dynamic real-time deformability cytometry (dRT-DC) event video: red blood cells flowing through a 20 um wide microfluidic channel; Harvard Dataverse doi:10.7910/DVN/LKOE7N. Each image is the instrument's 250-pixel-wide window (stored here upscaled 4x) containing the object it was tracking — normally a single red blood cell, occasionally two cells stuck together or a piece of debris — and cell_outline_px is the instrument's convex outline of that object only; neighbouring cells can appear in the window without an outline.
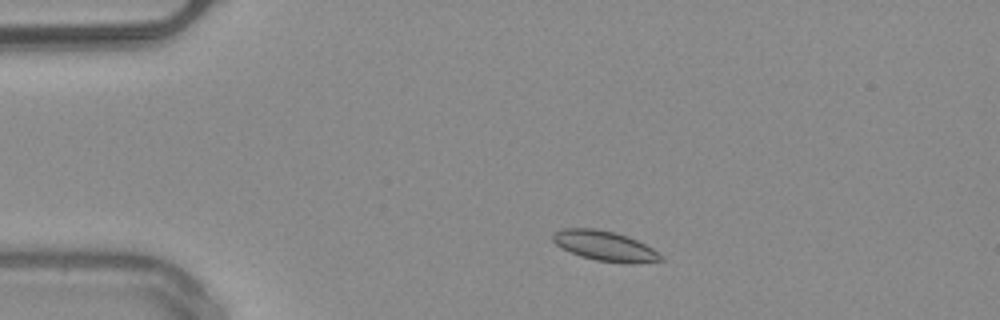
{"species": "common noctule bat (a hibernating species)", "species_latin": "Nyctalus noctula", "temperature_condition": "warm", "stored_images_in_passage": 45, "camera_frame_rate_fps": 3000, "um_per_image_px": 0.085, "animal": {"sex": "male", "body_mass_g": 20.4}, "frame": {"image": 1, "passage_image": 5, "time_ms": 1.333, "image_size_px": [1000, 320], "cell_outline_px": [[664, 260], [596, 260], [580, 256], [560, 248], [552, 240], [552, 232], [564, 228], [596, 228], [628, 236], [652, 248], [664, 256]], "centroid_in_image_um": [51.27, 20.83], "position_along_channel_um": 33.7, "area_um2": 17.98}}
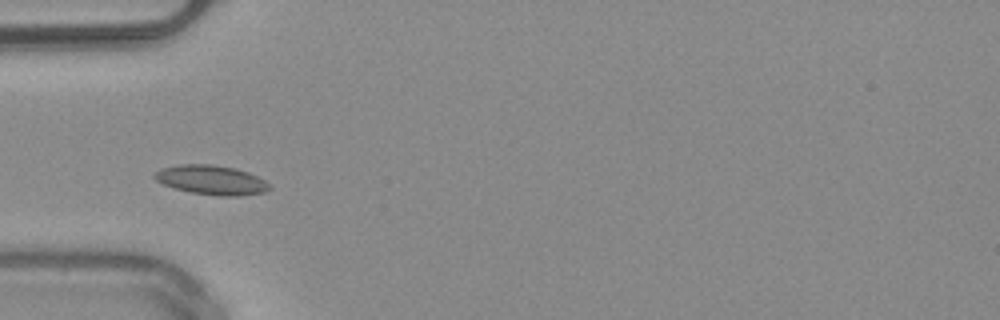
{"frame": {"image": 2, "passage_image": 11, "time_ms": 3.333, "image_size_px": [1000, 320], "cell_outline_px": [[272, 188], [264, 192], [240, 196], [220, 196], [192, 192], [176, 188], [164, 184], [156, 180], [152, 176], [160, 168], [180, 164], [212, 164], [236, 168], [248, 172], [272, 184]], "centroid_in_image_um": [18.0, 15.29], "position_along_channel_um": 67.0, "area_um2": 19.71}}
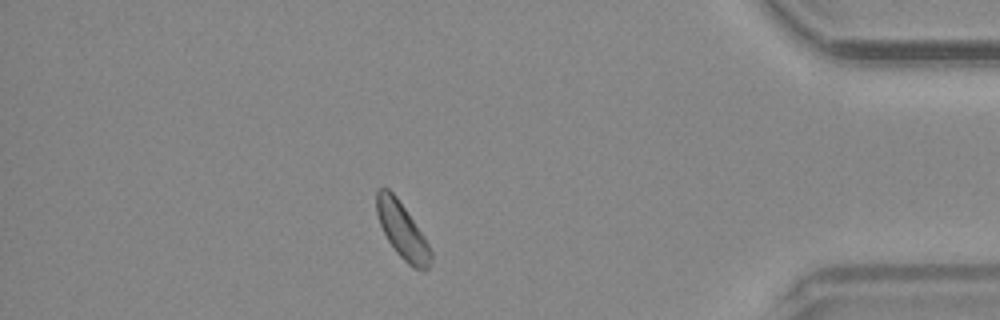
{"frame": {"image": 3, "passage_image": 39, "time_ms": 12.667, "image_size_px": [1000, 320], "cell_outline_px": [[432, 260], [428, 268], [424, 272], [420, 272], [412, 268], [396, 252], [388, 240], [380, 224], [376, 212], [376, 192], [380, 188], [388, 188], [396, 196], [424, 236], [432, 252]], "centroid_in_image_um": [34.21, 19.65], "position_along_channel_um": 401.0, "area_um2": 17.63}, "authors_computed_cell_mechanics": {"area_um2": 17.5712, "velocity_mm_per_s": 3.988, "shape_relaxation_time_tau1_ms": 8.4869, "shape_relaxation_time_tau2_ms": null, "deformation_change_tau1": 0.0647, "deformation_change_tau2": null}}